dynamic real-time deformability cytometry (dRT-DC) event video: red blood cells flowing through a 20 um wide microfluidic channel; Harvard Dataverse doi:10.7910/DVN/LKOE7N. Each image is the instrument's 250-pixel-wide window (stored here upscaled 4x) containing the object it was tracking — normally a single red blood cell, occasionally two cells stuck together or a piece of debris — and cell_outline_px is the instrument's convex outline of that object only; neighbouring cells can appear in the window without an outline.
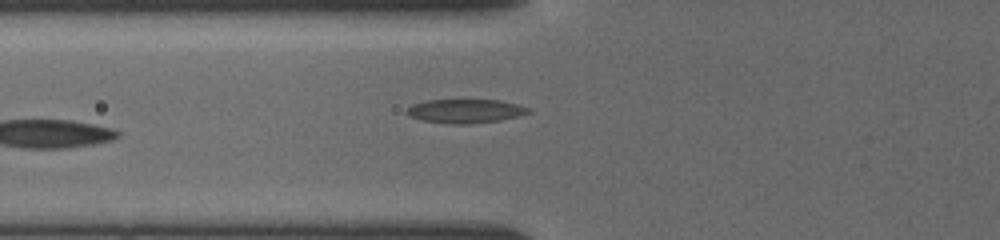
{"species": "common noctule bat (a hibernating species)", "species_latin": "Nyctalus noctula", "temperature_condition": "cold", "stored_images_in_passage": 5, "camera_frame_rate_fps": 3000, "um_per_image_px": 0.085, "animal": {"sex": "female", "body_mass_g": 19.5, "forearm_length_mm": 54.1}, "frame": {"image": 1, "passage_image": 5, "time_ms": 2.333, "image_size_px": [1000, 240], "cell_outline_px": [[532, 112], [500, 120], [468, 124], [452, 124], [424, 120], [412, 116], [404, 112], [412, 104], [428, 100], [500, 100], [532, 108]], "centroid_in_image_um": [39.59, 9.43], "position_along_channel_um": 86.2, "area_um2": 16.76}}